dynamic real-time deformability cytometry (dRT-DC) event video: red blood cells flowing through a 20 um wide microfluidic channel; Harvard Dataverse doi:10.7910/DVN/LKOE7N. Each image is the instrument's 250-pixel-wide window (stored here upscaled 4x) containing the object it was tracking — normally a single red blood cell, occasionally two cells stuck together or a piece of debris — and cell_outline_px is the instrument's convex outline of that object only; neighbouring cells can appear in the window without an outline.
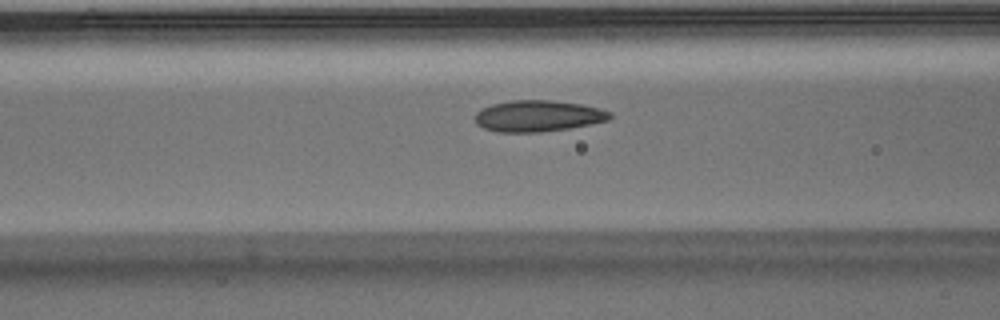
{"species": "Egyptian fruit bat (a non-hibernating species)", "species_latin": "Rousettus aegyptiacus", "temperature_condition": "warm", "stored_images_in_passage": 49, "camera_frame_rate_fps": 3000, "um_per_image_px": 0.085, "animal": {"sex": "male"}, "frame": {"image": 1, "passage_image": 18, "time_ms": 5.667, "image_size_px": [1000, 320], "cell_outline_px": [[612, 116], [608, 120], [568, 128], [540, 132], [496, 132], [484, 128], [476, 124], [476, 112], [480, 108], [492, 104], [512, 100], [552, 100], [580, 104], [600, 108], [612, 112]], "centroid_in_image_um": [45.71, 9.85], "position_along_channel_um": 120.9, "area_um2": 24.57}}
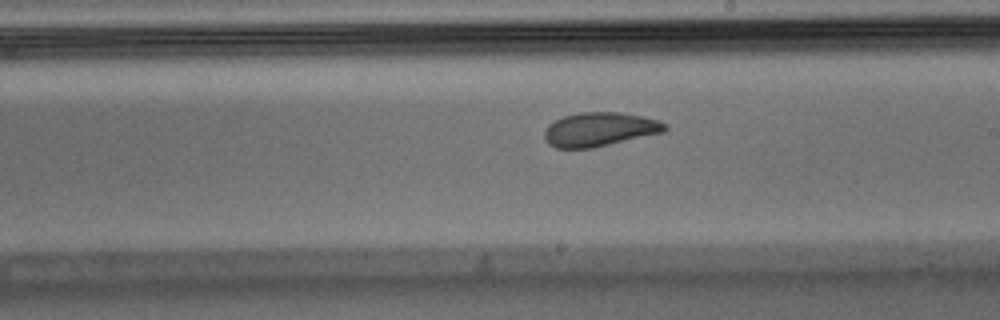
{"frame": {"image": 2, "passage_image": 27, "time_ms": 8.667, "image_size_px": [1000, 320], "cell_outline_px": [[668, 128], [664, 132], [592, 148], [556, 148], [548, 144], [544, 136], [544, 132], [548, 124], [564, 116], [580, 112], [620, 112], [660, 120], [668, 124]], "centroid_in_image_um": [50.98, 10.99], "position_along_channel_um": 238.0, "area_um2": 23.87}}
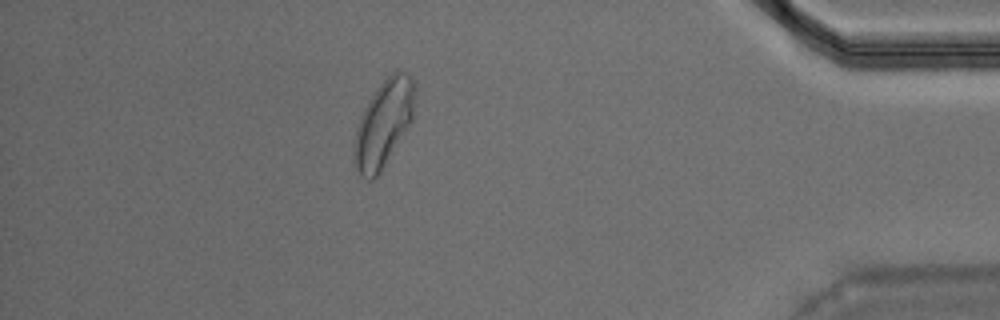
{"frame": {"image": 3, "passage_image": 43, "time_ms": 14.0, "image_size_px": [1000, 320], "cell_outline_px": [[416, 92], [412, 120], [380, 172], [372, 180], [368, 180], [360, 176], [352, 160], [352, 152], [356, 128], [360, 116], [368, 100], [380, 84], [396, 68], [408, 72], [416, 80]], "centroid_in_image_um": [32.61, 10.45], "position_along_channel_um": 402.6, "area_um2": 31.15}, "authors_computed_cell_mechanics": {"area_um2": 23.987, "velocity_mm_per_s": 3.904, "shape_relaxation_time_tau1_ms": 5.2383, "shape_relaxation_time_tau2_ms": 0.9757, "deformation_change_tau1": 0.1502, "deformation_change_tau2": 0.0587}}